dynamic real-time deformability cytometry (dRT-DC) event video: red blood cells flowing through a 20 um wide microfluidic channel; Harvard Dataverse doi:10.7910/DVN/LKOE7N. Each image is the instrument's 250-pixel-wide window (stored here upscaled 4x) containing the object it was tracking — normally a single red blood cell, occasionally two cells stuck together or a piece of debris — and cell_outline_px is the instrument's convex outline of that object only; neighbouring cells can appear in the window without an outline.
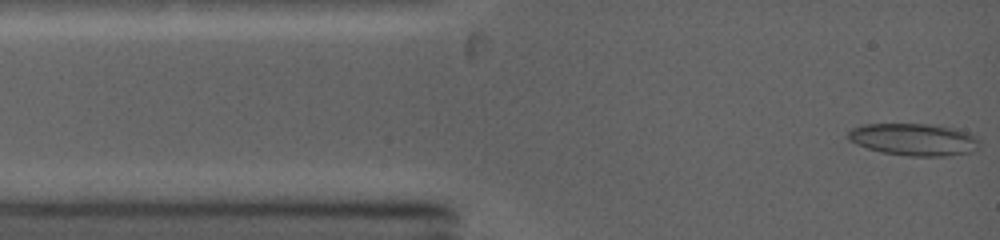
{"species": "common noctule bat (a hibernating species)", "species_latin": "Nyctalus noctula", "temperature_condition": "warm", "stored_images_in_passage": 70, "camera_frame_rate_fps": 5000, "um_per_image_px": 0.085, "animal": {"sex": "female", "body_mass_g": 19.0, "forearm_length_mm": 53.3}, "frame": {"image": 1, "passage_image": 1, "time_ms": 0.0, "image_size_px": [1000, 240], "cell_outline_px": [[980, 148], [972, 152], [948, 156], [908, 156], [880, 152], [856, 144], [848, 140], [848, 132], [852, 128], [864, 124], [928, 124], [952, 128], [968, 132], [976, 136], [980, 140]], "centroid_in_image_um": [77.71, 11.87], "position_along_channel_um": 7.3, "area_um2": 24.85}}
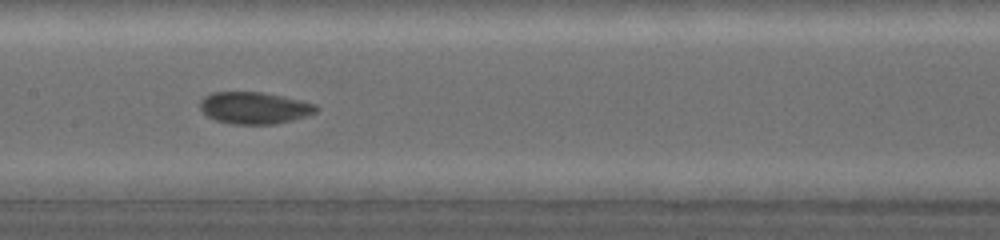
{"frame": {"image": 2, "passage_image": 30, "time_ms": 5.6, "image_size_px": [1000, 240], "cell_outline_px": [[320, 108], [316, 112], [292, 120], [276, 124], [232, 124], [216, 120], [208, 116], [200, 108], [200, 100], [204, 96], [212, 92], [260, 92], [284, 96], [316, 104]], "centroid_in_image_um": [21.63, 9.17], "position_along_channel_um": 185.8, "area_um2": 21.56}}
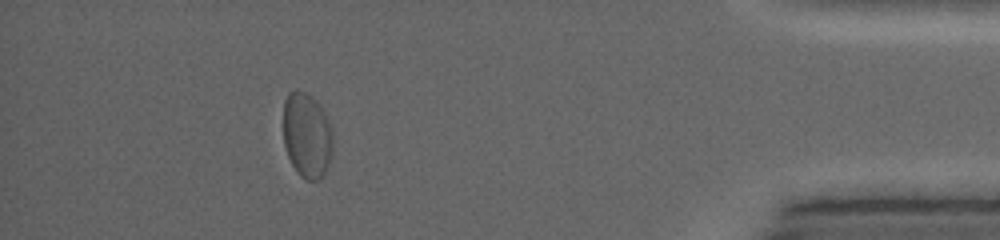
{"frame": {"image": 3, "passage_image": 61, "time_ms": 12.4, "image_size_px": [1000, 240], "cell_outline_px": [[332, 148], [328, 164], [320, 180], [304, 180], [300, 176], [292, 164], [288, 156], [284, 144], [284, 100], [288, 92], [296, 88], [312, 96], [320, 104], [328, 120], [332, 132]], "centroid_in_image_um": [26.07, 11.47], "position_along_channel_um": 409.1, "area_um2": 24.68}, "authors_computed_cell_mechanics": {"area_um2": 22.3975, "velocity_mm_per_s": 4.1299, "shape_relaxation_time_tau1_ms": 5.1887, "shape_relaxation_time_tau2_ms": 1.4748, "deformation_change_tau1": 0.1127, "deformation_change_tau2": 0.048}}